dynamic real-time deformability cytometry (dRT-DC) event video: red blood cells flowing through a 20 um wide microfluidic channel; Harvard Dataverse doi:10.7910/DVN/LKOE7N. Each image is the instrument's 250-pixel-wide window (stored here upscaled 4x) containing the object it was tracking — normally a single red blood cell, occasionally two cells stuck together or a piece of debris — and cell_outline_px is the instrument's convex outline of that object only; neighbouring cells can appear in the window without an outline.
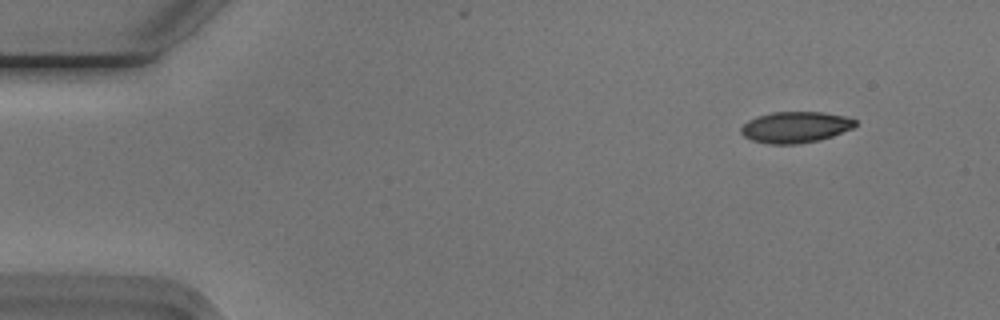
{"species": "Egyptian fruit bat (a non-hibernating species)", "species_latin": "Rousettus aegyptiacus", "temperature_condition": "cold", "stored_images_in_passage": 10, "camera_frame_rate_fps": 3000, "um_per_image_px": 0.085, "animal": {"sex": "male"}, "frame": {"image": 1, "passage_image": 1, "time_ms": 0.0, "image_size_px": [1000, 320], "cell_outline_px": [[856, 124], [852, 128], [832, 136], [820, 140], [800, 144], [768, 144], [752, 140], [744, 136], [740, 132], [740, 128], [748, 120], [756, 116], [772, 112], [820, 112], [844, 116], [856, 120]], "centroid_in_image_um": [67.58, 10.81], "position_along_channel_um": 17.4, "area_um2": 20.75}}